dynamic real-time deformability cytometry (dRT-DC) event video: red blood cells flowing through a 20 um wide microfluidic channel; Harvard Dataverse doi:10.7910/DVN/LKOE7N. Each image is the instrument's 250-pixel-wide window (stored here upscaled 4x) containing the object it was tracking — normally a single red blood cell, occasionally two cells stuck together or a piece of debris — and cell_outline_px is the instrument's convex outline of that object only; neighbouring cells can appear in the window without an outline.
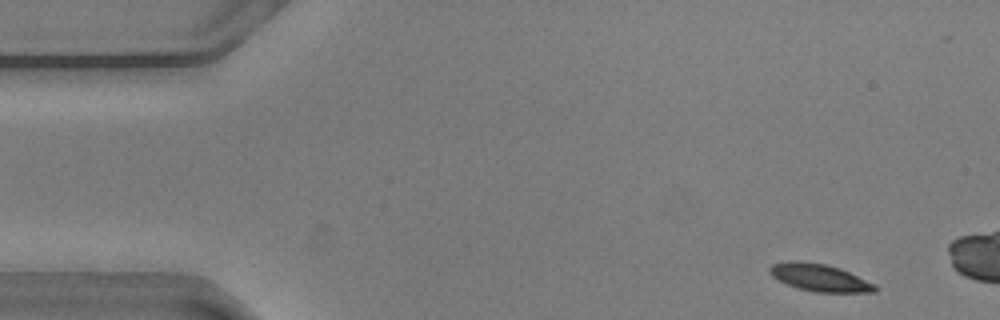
{"species": "common noctule bat (a hibernating species)", "species_latin": "Nyctalus noctula", "temperature_condition": "warm", "stored_images_in_passage": 11, "camera_frame_rate_fps": 3000, "um_per_image_px": 0.085, "animal": {"sex": "male", "body_mass_g": 20.5, "forearm_length_mm": 52.5}, "frame": {"image": 1, "passage_image": 2, "time_ms": 0.333, "image_size_px": [1000, 320], "cell_outline_px": [[880, 288], [876, 292], [816, 292], [800, 288], [788, 284], [772, 276], [768, 272], [768, 268], [772, 264], [788, 260], [800, 260], [824, 264], [840, 268], [876, 284]], "centroid_in_image_um": [69.68, 23.58], "position_along_channel_um": 15.3, "area_um2": 16.82}}